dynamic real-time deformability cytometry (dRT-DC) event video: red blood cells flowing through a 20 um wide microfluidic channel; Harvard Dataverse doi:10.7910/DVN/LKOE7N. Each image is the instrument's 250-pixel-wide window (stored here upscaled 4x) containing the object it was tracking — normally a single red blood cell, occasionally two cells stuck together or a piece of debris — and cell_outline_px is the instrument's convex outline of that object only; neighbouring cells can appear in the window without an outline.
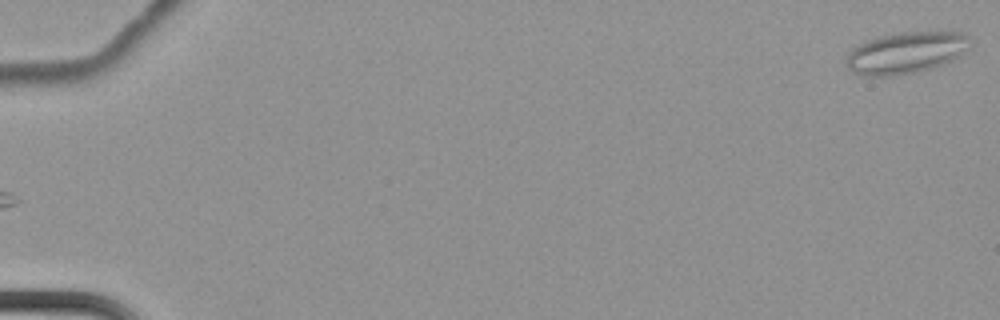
{"species": "common noctule bat (a hibernating species)", "species_latin": "Nyctalus noctula", "temperature_condition": "cold", "stored_images_in_passage": 8, "camera_frame_rate_fps": 3000, "um_per_image_px": 0.085, "animal": {"sex": "female", "body_mass_g": 22.7, "forearm_length_mm": 54.2}, "frame": {"image": 1, "passage_image": 8, "time_ms": 2.333, "image_size_px": [1000, 320], "cell_outline_px": [[972, 44], [960, 56], [944, 64], [932, 68], [916, 72], [892, 76], [860, 76], [852, 72], [844, 64], [844, 60], [848, 52], [852, 48], [868, 40], [880, 36], [896, 32], [936, 28], [964, 32], [972, 36]], "centroid_in_image_um": [77.08, 4.43], "position_along_channel_um": 7.9, "area_um2": 31.62}}